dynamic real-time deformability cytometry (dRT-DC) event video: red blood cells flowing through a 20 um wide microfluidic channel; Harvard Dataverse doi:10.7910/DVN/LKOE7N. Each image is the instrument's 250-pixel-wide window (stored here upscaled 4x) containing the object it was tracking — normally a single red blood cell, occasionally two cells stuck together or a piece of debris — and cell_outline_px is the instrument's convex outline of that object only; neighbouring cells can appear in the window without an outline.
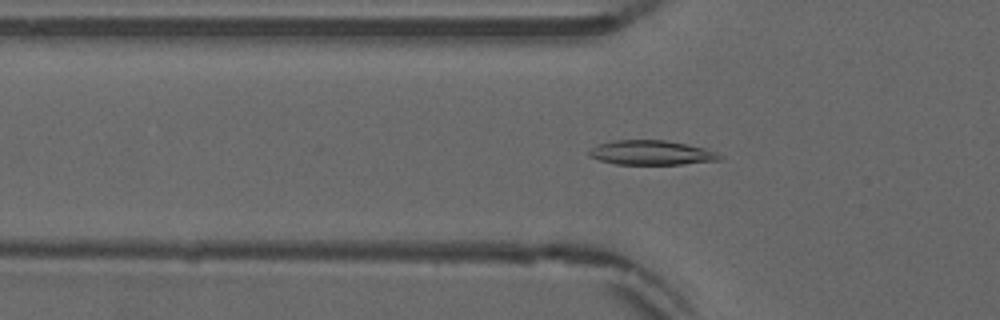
{"species": "common noctule bat (a hibernating species)", "species_latin": "Nyctalus noctula", "temperature_condition": "warm", "stored_images_in_passage": 53, "camera_frame_rate_fps": 3000, "um_per_image_px": 0.085, "animal": {"sex": "male", "forearm_length_mm": 52.5}, "frame": {"image": 1, "passage_image": 18, "time_ms": 5.667, "image_size_px": [1000, 320], "cell_outline_px": [[724, 160], [684, 164], [616, 164], [600, 160], [588, 156], [588, 152], [592, 148], [600, 144], [612, 140], [664, 140], [704, 148], [716, 152], [724, 156]], "centroid_in_image_um": [55.41, 12.99], "position_along_channel_um": 70.4, "area_um2": 18.61}}
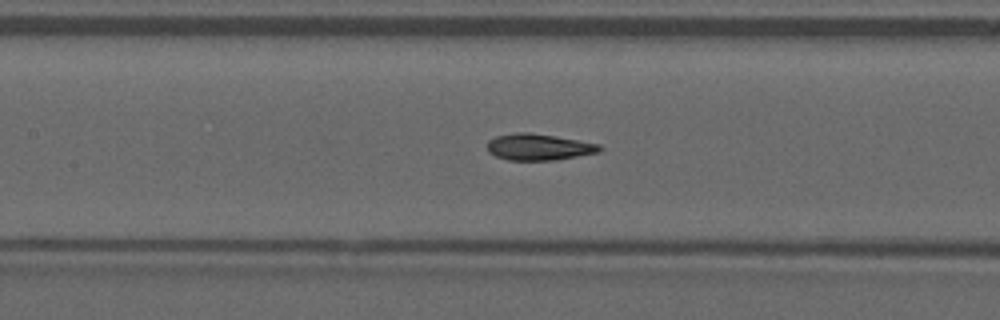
{"frame": {"image": 2, "passage_image": 25, "time_ms": 8.0, "image_size_px": [1000, 320], "cell_outline_px": [[604, 148], [600, 152], [556, 160], [508, 160], [496, 156], [488, 152], [488, 140], [496, 136], [516, 132], [528, 132], [556, 136], [600, 144]], "centroid_in_image_um": [45.82, 12.49], "position_along_channel_um": 161.6, "area_um2": 17.4}}
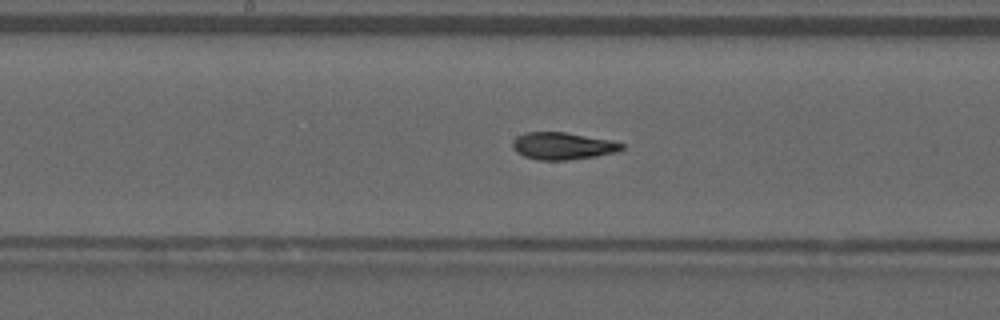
{"frame": {"image": 3, "passage_image": 28, "time_ms": 9.0, "image_size_px": [1000, 320], "cell_outline_px": [[624, 148], [620, 152], [596, 156], [568, 160], [540, 160], [524, 156], [516, 152], [512, 148], [512, 140], [516, 136], [528, 132], [564, 132], [612, 140], [624, 144]], "centroid_in_image_um": [47.84, 12.41], "position_along_channel_um": 200.4, "area_um2": 17.46}, "authors_computed_cell_mechanics": {"area_um2": 17.7446, "velocity_mm_per_s": 3.8861, "shape_relaxation_time_tau1_ms": 4.1831, "shape_relaxation_time_tau2_ms": 6.04, "deformation_change_tau1": 0.1448, "deformation_change_tau2": 0.1322}}